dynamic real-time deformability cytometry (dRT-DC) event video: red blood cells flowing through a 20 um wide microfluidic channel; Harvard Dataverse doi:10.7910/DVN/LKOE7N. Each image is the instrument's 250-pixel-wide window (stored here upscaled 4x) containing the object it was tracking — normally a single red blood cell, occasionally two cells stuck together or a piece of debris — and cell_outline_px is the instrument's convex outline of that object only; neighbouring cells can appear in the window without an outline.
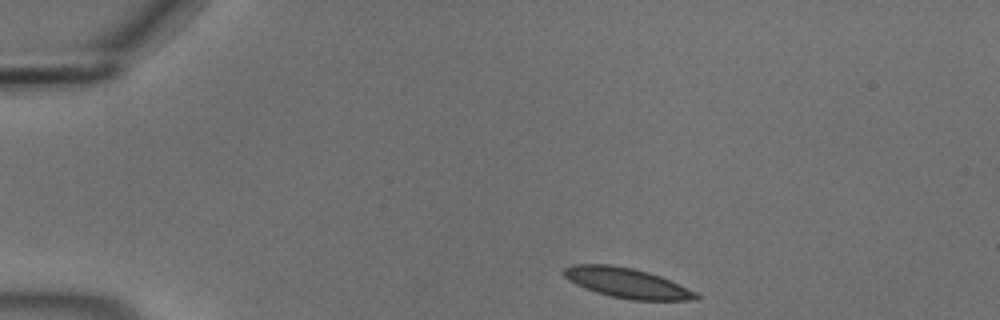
{"species": "common noctule bat (a hibernating species)", "species_latin": "Nyctalus noctula", "temperature_condition": "cold", "stored_images_in_passage": 46, "camera_frame_rate_fps": 3000, "um_per_image_px": 0.085, "animal": {"sex": "male", "body_mass_g": 18.8}, "frame": {"image": 1, "passage_image": 1, "time_ms": 0.0, "image_size_px": [1000, 320], "cell_outline_px": [[700, 300], [632, 300], [612, 296], [596, 292], [584, 288], [568, 280], [564, 276], [564, 268], [572, 264], [608, 264], [632, 268], [648, 272], [660, 276], [696, 292], [700, 296]], "centroid_in_image_um": [53.29, 24.05], "position_along_channel_um": 31.7, "area_um2": 22.95}}
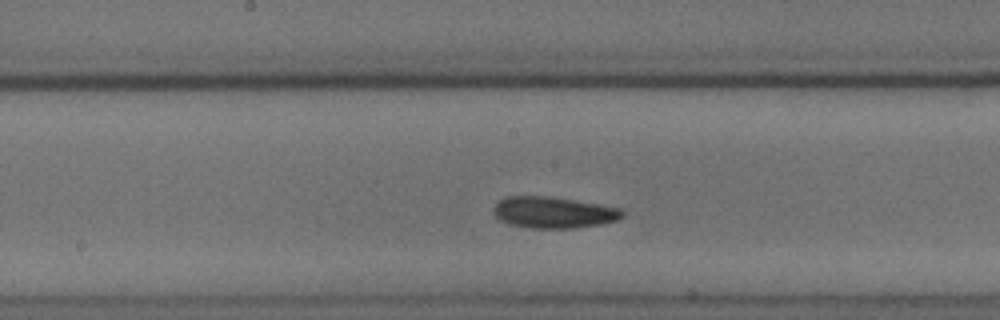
{"frame": {"image": 2, "passage_image": 20, "time_ms": 6.333, "image_size_px": [1000, 320], "cell_outline_px": [[624, 216], [616, 220], [600, 224], [576, 228], [532, 228], [512, 224], [500, 220], [492, 212], [492, 208], [500, 200], [508, 196], [552, 196], [624, 208]], "centroid_in_image_um": [47.08, 18.04], "position_along_channel_um": 201.1, "area_um2": 23.7}}
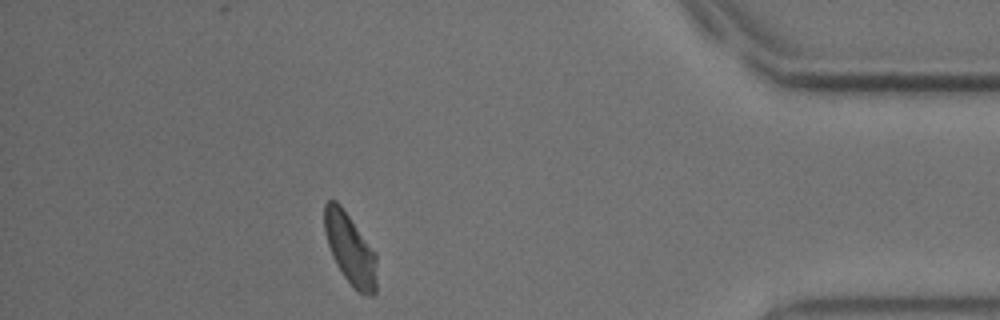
{"frame": {"image": 3, "passage_image": 40, "time_ms": 13.0, "image_size_px": [1000, 320], "cell_outline_px": [[376, 292], [372, 296], [368, 296], [356, 292], [344, 276], [328, 244], [324, 232], [324, 204], [328, 200], [336, 200], [340, 204], [376, 252]], "centroid_in_image_um": [29.78, 21.17], "position_along_channel_um": 405.4, "area_um2": 21.56}, "authors_computed_cell_mechanics": {"area_um2": 22.7154, "velocity_mm_per_s": 3.6526, "shape_relaxation_time_tau1_ms": 3.1936, "shape_relaxation_time_tau2_ms": null, "deformation_change_tau1": 0.0873, "deformation_change_tau2": null}}